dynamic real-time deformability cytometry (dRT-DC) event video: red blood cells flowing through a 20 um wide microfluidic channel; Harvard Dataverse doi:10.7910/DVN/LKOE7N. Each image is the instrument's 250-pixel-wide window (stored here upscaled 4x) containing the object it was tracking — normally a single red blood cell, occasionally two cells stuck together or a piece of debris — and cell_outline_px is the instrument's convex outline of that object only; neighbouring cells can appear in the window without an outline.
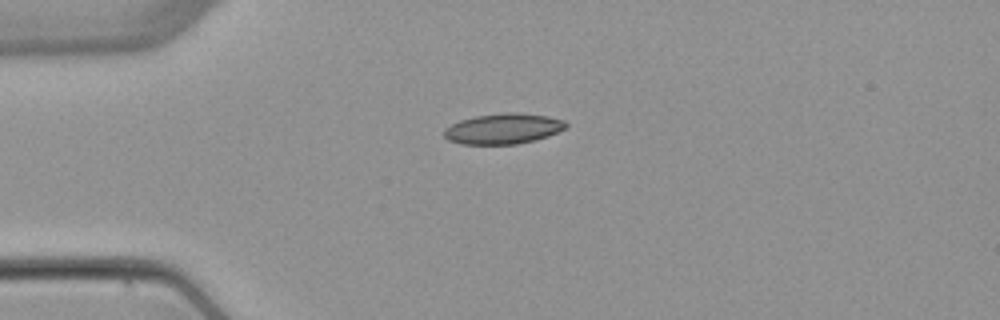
{"species": "common noctule bat (a hibernating species)", "species_latin": "Nyctalus noctula", "temperature_condition": "warm", "stored_images_in_passage": 4, "camera_frame_rate_fps": 3000, "um_per_image_px": 0.085, "animal": {"sex": "female", "body_mass_g": 22.7, "forearm_length_mm": 54.2}, "frame": {"image": 1, "passage_image": 1, "time_ms": 0.0, "image_size_px": [1000, 320], "cell_outline_px": [[568, 124], [564, 128], [548, 136], [536, 140], [516, 144], [460, 144], [448, 140], [444, 136], [444, 128], [460, 120], [476, 116], [504, 112], [520, 112], [548, 116], [564, 120]], "centroid_in_image_um": [42.77, 10.93], "position_along_channel_um": 42.2, "area_um2": 21.73}}
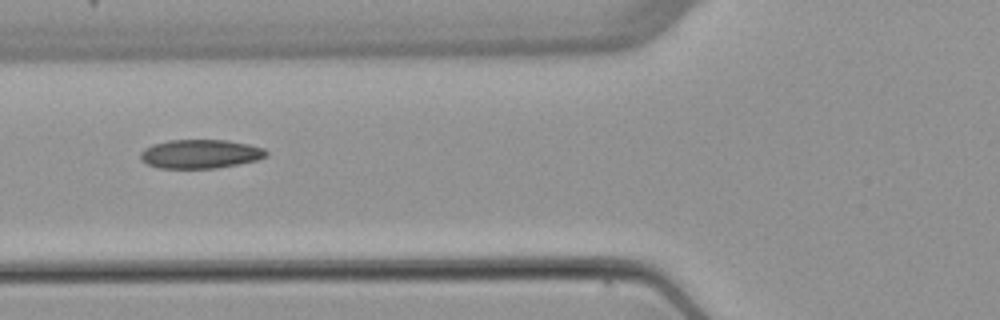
{"frame": {"image": 2, "passage_image": 3, "time_ms": 2.333, "image_size_px": [1000, 320], "cell_outline_px": [[268, 156], [256, 160], [216, 168], [156, 168], [140, 160], [140, 152], [144, 148], [152, 144], [168, 140], [228, 140], [248, 144], [264, 148], [268, 152]], "centroid_in_image_um": [17.0, 13.08], "position_along_channel_um": 108.8, "area_um2": 21.27}}
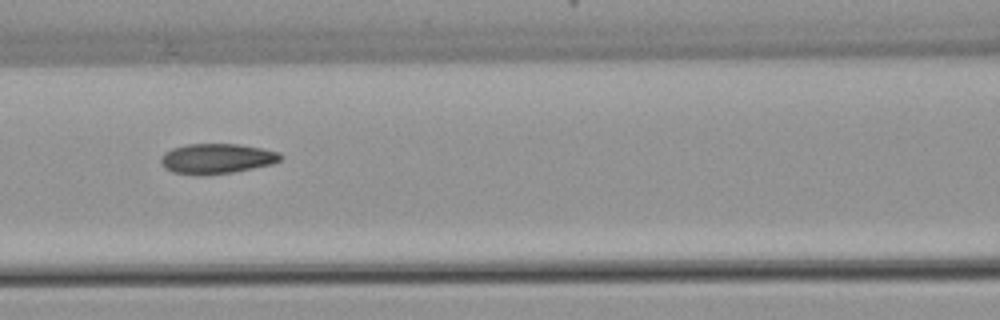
{"frame": {"image": 3, "passage_image": 4, "time_ms": 3.333, "image_size_px": [1000, 320], "cell_outline_px": [[284, 156], [280, 160], [272, 164], [232, 172], [204, 176], [196, 176], [172, 172], [164, 168], [160, 164], [160, 156], [164, 152], [172, 148], [188, 144], [240, 144], [280, 152]], "centroid_in_image_um": [18.38, 13.49], "position_along_channel_um": 148.2, "area_um2": 21.33}}